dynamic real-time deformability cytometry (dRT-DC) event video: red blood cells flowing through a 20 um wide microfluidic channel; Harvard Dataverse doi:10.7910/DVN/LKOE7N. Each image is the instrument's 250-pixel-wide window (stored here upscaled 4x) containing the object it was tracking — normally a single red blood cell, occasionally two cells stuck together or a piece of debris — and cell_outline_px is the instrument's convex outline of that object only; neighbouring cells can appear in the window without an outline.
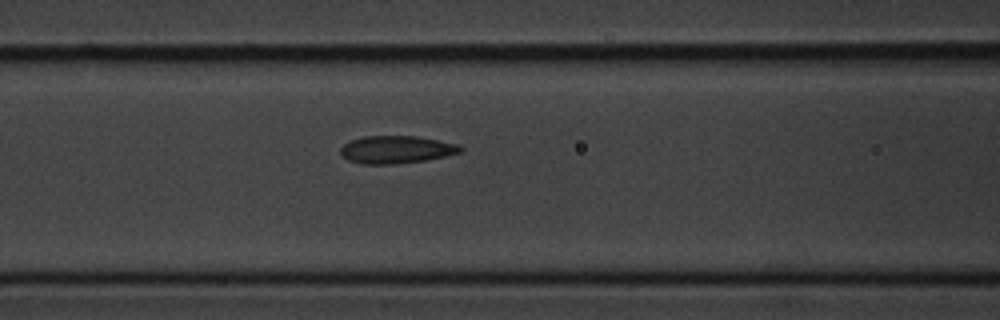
{"species": "common noctule bat (a hibernating species)", "species_latin": "Nyctalus noctula", "temperature_condition": "cold", "stored_images_in_passage": 5, "camera_frame_rate_fps": 3000, "um_per_image_px": 0.085, "animal": {"sex": "male", "body_mass_g": 20.1, "forearm_length_mm": 53.5}, "frame": {"image": 1, "passage_image": 5, "time_ms": 5.667, "image_size_px": [1000, 320], "cell_outline_px": [[464, 148], [460, 152], [444, 156], [424, 160], [396, 164], [364, 164], [348, 160], [340, 152], [340, 148], [344, 144], [352, 140], [364, 136], [416, 136], [456, 144]], "centroid_in_image_um": [33.66, 12.71], "position_along_channel_um": 132.9, "area_um2": 19.02}}